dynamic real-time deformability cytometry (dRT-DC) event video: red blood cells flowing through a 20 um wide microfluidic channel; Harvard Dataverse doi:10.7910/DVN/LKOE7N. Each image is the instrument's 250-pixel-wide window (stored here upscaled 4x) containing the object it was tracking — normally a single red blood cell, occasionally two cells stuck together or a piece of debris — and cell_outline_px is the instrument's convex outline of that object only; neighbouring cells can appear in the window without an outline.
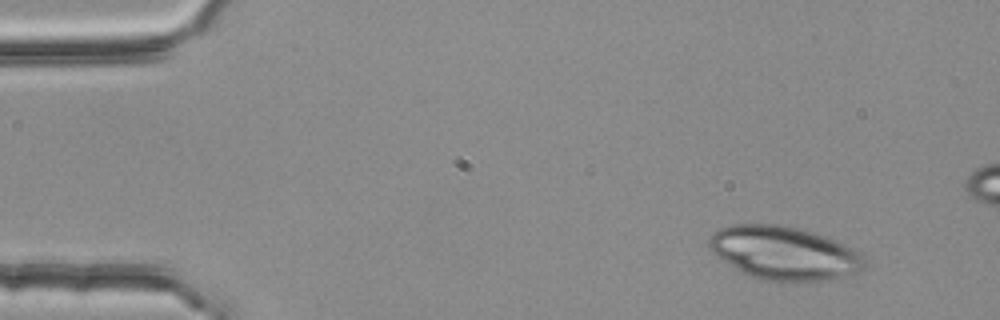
{"species": "common noctule bat (a hibernating species)", "species_latin": "Nyctalus noctula", "temperature_condition": "room temperature", "stored_images_in_passage": 5, "camera_frame_rate_fps": 3000, "um_per_image_px": 0.085, "animal": {"sex": "female", "body_mass_g": 25.1}, "frame": {"image": 1, "passage_image": 2, "time_ms": 0.333, "image_size_px": [1000, 320], "cell_outline_px": [[864, 268], [860, 272], [832, 280], [760, 280], [736, 268], [716, 256], [708, 248], [708, 240], [712, 232], [720, 228], [732, 224], [780, 224], [812, 232], [836, 240], [860, 252], [864, 256]], "centroid_in_image_um": [66.65, 21.49], "position_along_channel_um": 18.4, "area_um2": 48.21}}